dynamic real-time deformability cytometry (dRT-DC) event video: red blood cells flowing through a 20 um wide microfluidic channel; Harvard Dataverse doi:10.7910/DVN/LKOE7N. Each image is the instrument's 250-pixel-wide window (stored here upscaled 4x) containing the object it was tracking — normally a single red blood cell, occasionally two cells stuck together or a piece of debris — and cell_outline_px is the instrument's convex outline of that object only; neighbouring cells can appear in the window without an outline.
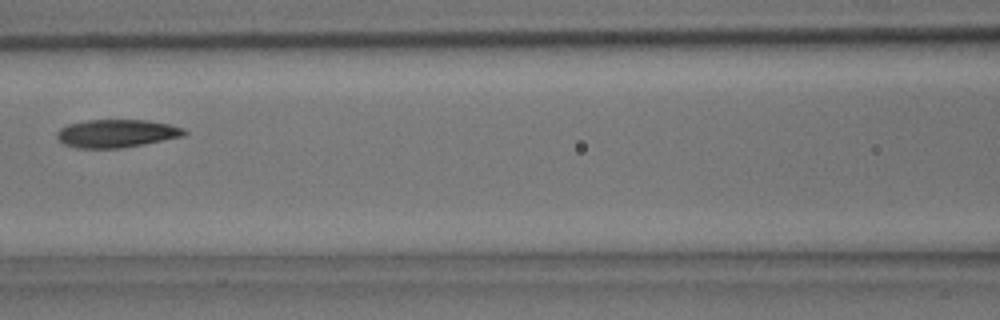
{"species": "common noctule bat (a hibernating species)", "species_latin": "Nyctalus noctula", "temperature_condition": "room temperature", "stored_images_in_passage": 5, "camera_frame_rate_fps": 3000, "um_per_image_px": 0.085, "animal": {"sex": "male", "body_mass_g": 15.6}, "frame": {"image": 1, "passage_image": 5, "time_ms": 1.333, "image_size_px": [1000, 320], "cell_outline_px": [[188, 132], [184, 136], [144, 144], [120, 148], [80, 148], [64, 144], [56, 136], [56, 132], [60, 128], [68, 124], [88, 120], [148, 120], [168, 124], [184, 128]], "centroid_in_image_um": [9.92, 11.34], "position_along_channel_um": 156.7, "area_um2": 20.75}}